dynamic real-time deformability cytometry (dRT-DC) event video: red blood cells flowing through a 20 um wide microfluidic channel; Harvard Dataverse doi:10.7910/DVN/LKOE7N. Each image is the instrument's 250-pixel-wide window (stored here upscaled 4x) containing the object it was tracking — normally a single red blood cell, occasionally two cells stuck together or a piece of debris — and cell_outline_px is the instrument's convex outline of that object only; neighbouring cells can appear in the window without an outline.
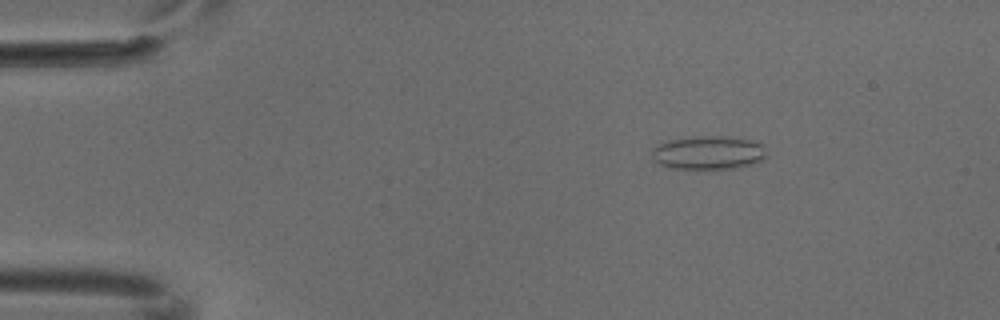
{"species": "common noctule bat (a hibernating species)", "species_latin": "Nyctalus noctula", "temperature_condition": "cold", "stored_images_in_passage": 5, "camera_frame_rate_fps": 3000, "um_per_image_px": 0.085, "animal": {"sex": "male", "body_mass_g": 18.8}, "frame": {"image": 1, "passage_image": 2, "time_ms": 0.333, "image_size_px": [1000, 320], "cell_outline_px": [[768, 156], [764, 160], [756, 164], [720, 172], [696, 172], [668, 168], [652, 160], [652, 148], [668, 140], [700, 136], [724, 136], [752, 140], [764, 144], [768, 152]], "centroid_in_image_um": [60.27, 13.06], "position_along_channel_um": 24.7, "area_um2": 24.16}}
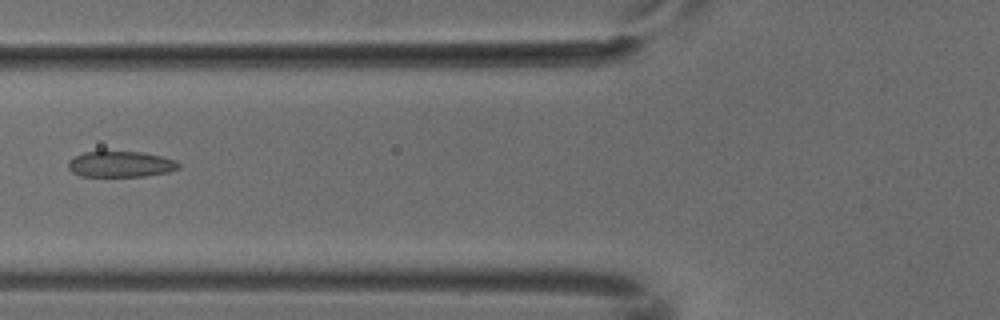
{"frame": {"image": 2, "passage_image": 5, "time_ms": 1.333, "image_size_px": [1000, 320], "cell_outline_px": [[180, 168], [168, 172], [144, 176], [80, 176], [72, 172], [68, 168], [68, 160], [72, 156], [84, 152], [144, 152], [176, 160], [180, 164]], "centroid_in_image_um": [10.24, 13.95], "position_along_channel_um": 115.6, "area_um2": 16.7}}